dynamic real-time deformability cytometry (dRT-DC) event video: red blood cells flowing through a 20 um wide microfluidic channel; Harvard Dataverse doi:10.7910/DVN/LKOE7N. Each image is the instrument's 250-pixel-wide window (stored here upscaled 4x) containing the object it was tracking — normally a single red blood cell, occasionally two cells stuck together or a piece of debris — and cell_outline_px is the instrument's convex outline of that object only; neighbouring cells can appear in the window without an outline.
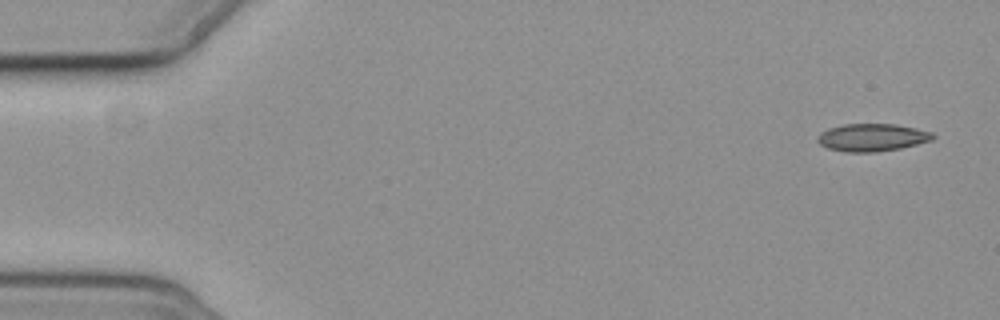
{"species": "common noctule bat (a hibernating species)", "species_latin": "Nyctalus noctula", "temperature_condition": "cold", "stored_images_in_passage": 5, "camera_frame_rate_fps": 3000, "um_per_image_px": 0.085, "animal": {"sex": "female", "body_mass_g": 19.3, "forearm_length_mm": 54.1}, "frame": {"image": 1, "passage_image": 1, "time_ms": 0.0, "image_size_px": [1000, 320], "cell_outline_px": [[936, 136], [932, 140], [900, 148], [876, 152], [844, 152], [828, 148], [820, 144], [816, 140], [816, 136], [820, 132], [828, 128], [844, 124], [896, 124], [916, 128], [932, 132]], "centroid_in_image_um": [74.1, 11.68], "position_along_channel_um": 10.9, "area_um2": 18.67}}
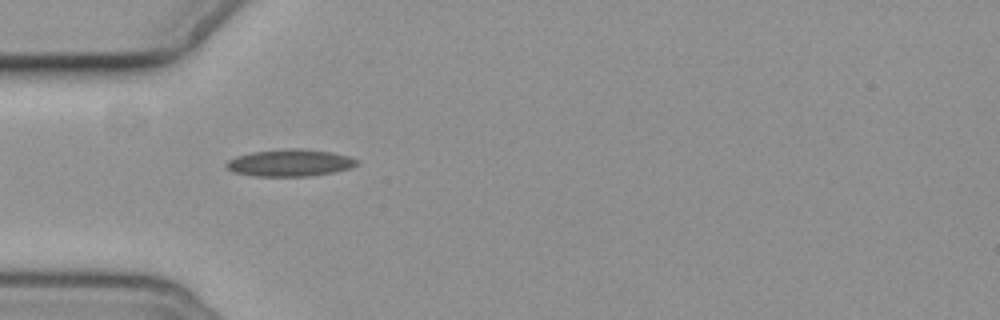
{"frame": {"image": 2, "passage_image": 4, "time_ms": 5.0, "image_size_px": [1000, 320], "cell_outline_px": [[360, 160], [356, 164], [348, 168], [332, 172], [308, 176], [256, 176], [232, 172], [224, 168], [224, 164], [228, 160], [236, 156], [252, 152], [284, 148], [296, 148], [332, 152], [348, 156]], "centroid_in_image_um": [24.57, 13.83], "position_along_channel_um": 60.4, "area_um2": 20.58}}
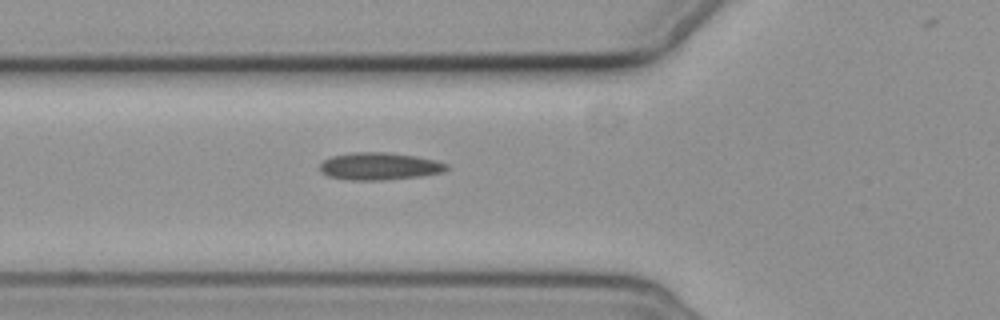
{"frame": {"image": 3, "passage_image": 5, "time_ms": 6.0, "image_size_px": [1000, 320], "cell_outline_px": [[448, 168], [444, 172], [420, 176], [384, 180], [348, 180], [328, 176], [320, 172], [320, 164], [324, 160], [332, 156], [352, 152], [384, 152], [416, 156], [436, 160], [448, 164]], "centroid_in_image_um": [32.25, 14.13], "position_along_channel_um": 93.6, "area_um2": 20.29}}